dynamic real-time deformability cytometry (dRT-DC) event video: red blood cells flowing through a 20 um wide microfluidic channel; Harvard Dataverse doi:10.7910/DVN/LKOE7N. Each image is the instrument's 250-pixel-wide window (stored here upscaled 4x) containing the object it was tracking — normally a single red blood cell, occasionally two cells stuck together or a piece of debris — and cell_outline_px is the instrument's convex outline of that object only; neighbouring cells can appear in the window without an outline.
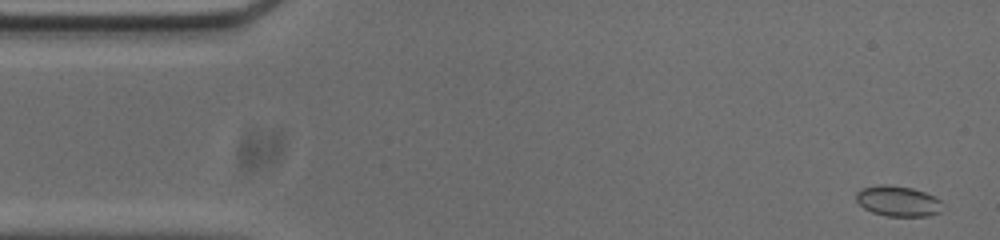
{"species": "common noctule bat (a hibernating species)", "species_latin": "Nyctalus noctula", "temperature_condition": "cold", "stored_images_in_passage": 53, "camera_frame_rate_fps": 3000, "um_per_image_px": 0.085, "animal": {"sex": "male", "body_mass_g": 20.0, "forearm_length_mm": 53.3}, "frame": {"image": 1, "passage_image": 1, "time_ms": 0.0, "image_size_px": [1000, 240], "cell_outline_px": [[940, 212], [928, 216], [888, 216], [872, 212], [864, 208], [856, 200], [856, 192], [864, 188], [880, 184], [888, 184], [912, 188], [924, 192], [940, 200]], "centroid_in_image_um": [76.3, 17.09], "position_along_channel_um": 8.7, "area_um2": 15.14}}
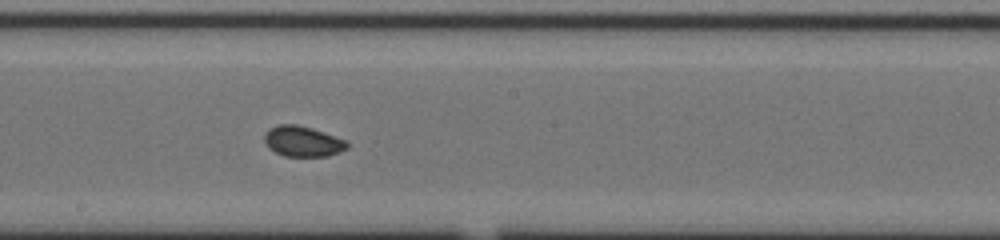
{"frame": {"image": 2, "passage_image": 27, "time_ms": 8.667, "image_size_px": [1000, 240], "cell_outline_px": [[348, 148], [340, 152], [328, 156], [284, 156], [268, 148], [264, 140], [264, 132], [268, 128], [280, 124], [296, 124], [312, 128], [348, 140]], "centroid_in_image_um": [25.73, 12.01], "position_along_channel_um": 222.5, "area_um2": 14.91}}
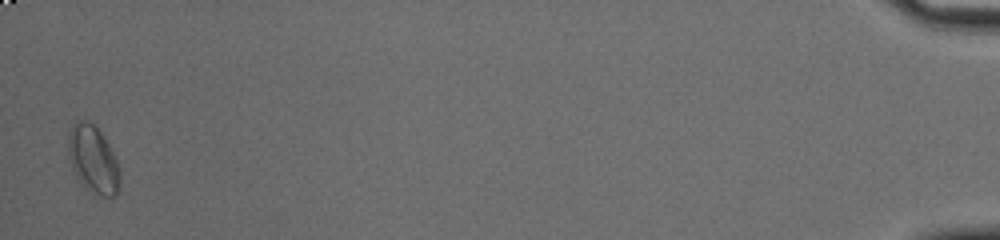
{"frame": {"image": 3, "passage_image": 52, "time_ms": 17.0, "image_size_px": [1000, 240], "cell_outline_px": [[120, 188], [116, 196], [92, 196], [76, 176], [68, 156], [68, 132], [72, 124], [80, 120], [88, 120], [100, 132], [108, 144], [120, 168]], "centroid_in_image_um": [7.92, 13.6], "position_along_channel_um": 427.3, "area_um2": 20.52}, "authors_computed_cell_mechanics": {"area_um2": 14.9702, "velocity_mm_per_s": 3.7159, "shape_relaxation_time_tau1_ms": 10.2385, "shape_relaxation_time_tau2_ms": 0.9377, "deformation_change_tau1": 0.0797, "deformation_change_tau2": 0.0283}}